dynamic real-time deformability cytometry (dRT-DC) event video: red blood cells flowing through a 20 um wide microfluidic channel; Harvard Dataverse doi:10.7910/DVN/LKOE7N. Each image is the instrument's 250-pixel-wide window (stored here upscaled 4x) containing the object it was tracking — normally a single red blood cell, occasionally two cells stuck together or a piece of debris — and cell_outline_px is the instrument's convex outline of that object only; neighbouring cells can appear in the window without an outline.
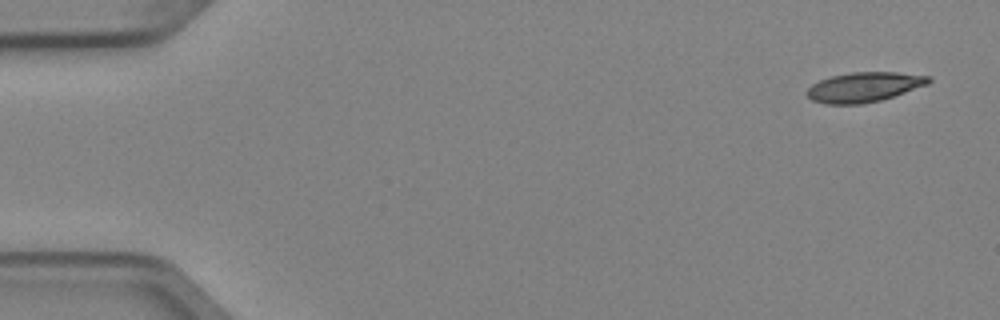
{"species": "Egyptian fruit bat (a non-hibernating species)", "species_latin": "Rousettus aegyptiacus", "temperature_condition": "cold", "stored_images_in_passage": 4, "camera_frame_rate_fps": 3000, "um_per_image_px": 0.085, "animal": {"sex": "female"}, "frame": {"image": 1, "passage_image": 1, "time_ms": 0.0, "image_size_px": [1000, 320], "cell_outline_px": [[932, 80], [928, 84], [880, 100], [860, 104], [828, 104], [812, 100], [804, 92], [812, 84], [820, 80], [832, 76], [852, 72], [896, 72], [932, 76]], "centroid_in_image_um": [73.44, 7.39], "position_along_channel_um": 11.6, "area_um2": 20.98}}
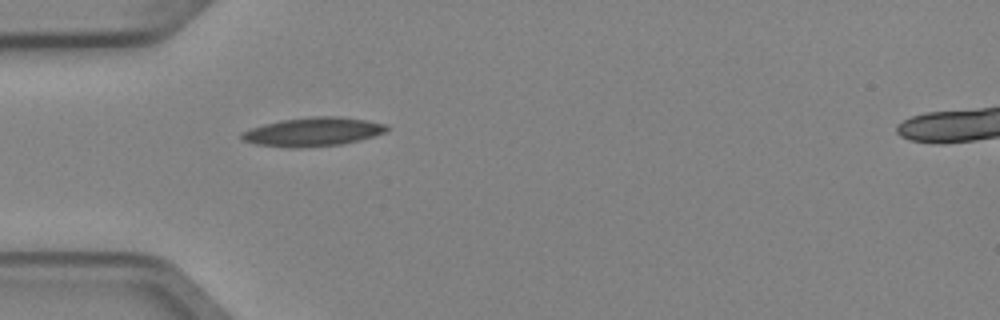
{"frame": {"image": 2, "passage_image": 4, "time_ms": 1.0, "image_size_px": [1000, 320], "cell_outline_px": [[388, 128], [384, 132], [372, 136], [340, 144], [300, 148], [288, 148], [256, 144], [244, 140], [240, 136], [240, 132], [264, 124], [280, 120], [312, 116], [340, 116], [388, 124]], "centroid_in_image_um": [26.56, 11.2], "position_along_channel_um": 58.4, "area_um2": 24.16}}